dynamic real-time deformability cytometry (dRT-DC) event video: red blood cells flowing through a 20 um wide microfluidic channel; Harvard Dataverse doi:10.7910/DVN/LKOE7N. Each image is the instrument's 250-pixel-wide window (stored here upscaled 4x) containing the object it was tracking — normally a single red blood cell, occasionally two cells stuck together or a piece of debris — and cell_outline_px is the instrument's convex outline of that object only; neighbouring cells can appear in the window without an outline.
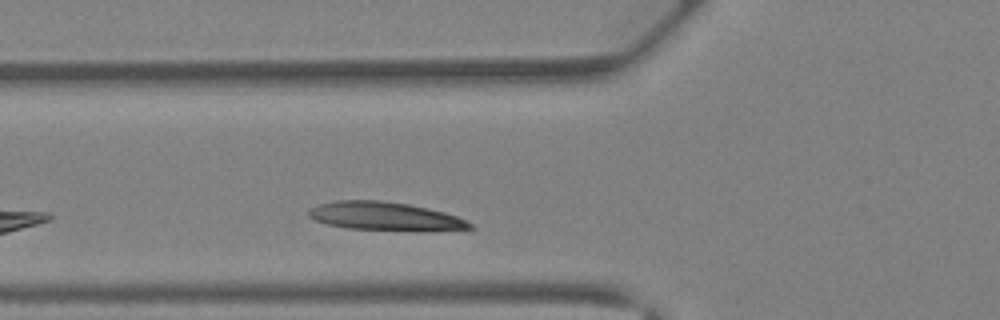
{"species": "Egyptian fruit bat (a non-hibernating species)", "species_latin": "Rousettus aegyptiacus", "temperature_condition": "warm", "stored_images_in_passage": 23, "camera_frame_rate_fps": 3000, "um_per_image_px": 0.085, "animal": {"sex": "female"}, "frame": {"image": 1, "passage_image": 4, "time_ms": 1.0, "image_size_px": [1000, 320], "cell_outline_px": [[476, 228], [348, 228], [328, 224], [316, 220], [308, 216], [308, 208], [320, 204], [336, 200], [380, 200], [408, 204], [428, 208], [444, 212], [456, 216], [472, 224]], "centroid_in_image_um": [32.57, 18.32], "position_along_channel_um": 93.2, "area_um2": 25.14}, "authors_computed_cell_mechanics": {"area_um2": 23.0044, "velocity_mm_per_s": 4.1762, "shape_relaxation_time_tau1_ms": 2.4754, "shape_relaxation_time_tau2_ms": null, "deformation_change_tau1": 0.2292, "deformation_change_tau2": null}}